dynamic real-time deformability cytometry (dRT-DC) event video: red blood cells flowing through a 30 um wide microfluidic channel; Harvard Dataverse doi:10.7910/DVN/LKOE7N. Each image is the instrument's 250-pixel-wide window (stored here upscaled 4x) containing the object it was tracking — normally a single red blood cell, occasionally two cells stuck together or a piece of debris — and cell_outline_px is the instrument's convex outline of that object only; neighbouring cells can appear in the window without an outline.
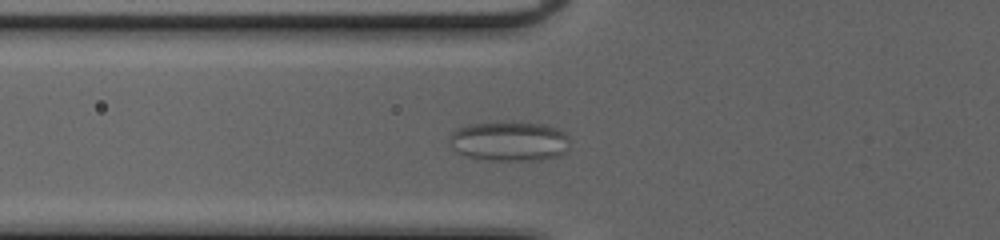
{"species": "common noctule bat (a hibernating species)", "species_latin": "Nyctalus noctula", "temperature_condition": "cold", "stored_images_in_passage": 50, "camera_frame_rate_fps": 3000, "um_per_image_px": 0.085, "animal": {"sex": "female", "body_mass_g": 20.0, "forearm_length_mm": 54.0}, "frame": {"image": 1, "passage_image": 17, "time_ms": 5.333, "image_size_px": [1000, 240], "cell_outline_px": [[568, 152], [560, 156], [540, 160], [476, 160], [456, 152], [452, 148], [448, 140], [448, 136], [452, 132], [468, 124], [500, 120], [504, 120], [544, 124], [556, 128], [564, 132], [568, 136]], "centroid_in_image_um": [43.27, 11.99], "position_along_channel_um": 82.5, "area_um2": 28.84}}
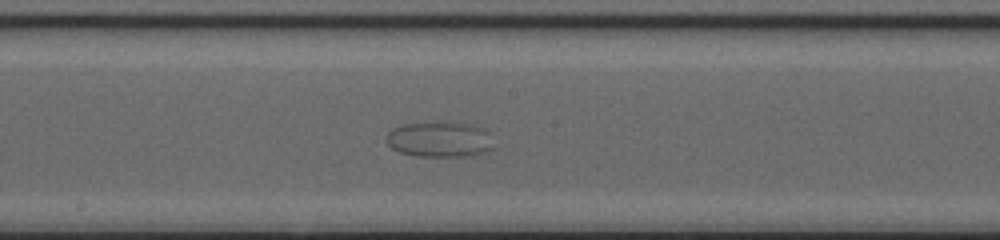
{"frame": {"image": 2, "passage_image": 27, "time_ms": 8.667, "image_size_px": [1000, 240], "cell_outline_px": [[492, 148], [480, 152], [456, 156], [420, 156], [400, 152], [392, 148], [388, 144], [388, 132], [392, 128], [400, 124], [472, 124], [484, 128], [488, 132]], "centroid_in_image_um": [37.32, 11.85], "position_along_channel_um": 210.9, "area_um2": 21.15}}
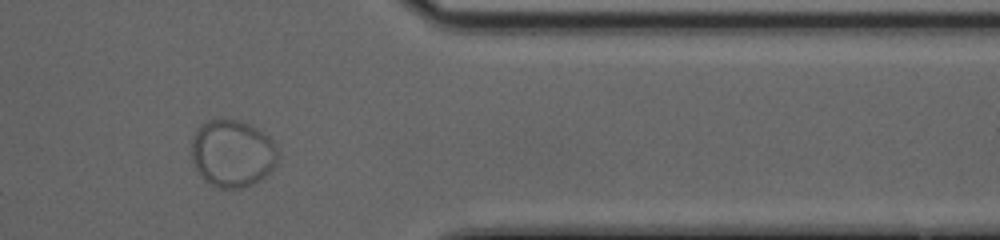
{"frame": {"image": 3, "passage_image": 42, "time_ms": 13.667, "image_size_px": [1000, 240], "cell_outline_px": [[276, 164], [260, 180], [252, 184], [240, 188], [216, 188], [204, 180], [196, 168], [192, 160], [192, 140], [196, 132], [208, 120], [240, 120], [264, 132], [272, 140], [276, 148]], "centroid_in_image_um": [19.75, 13.06], "position_along_channel_um": 391.7, "area_um2": 33.41}}